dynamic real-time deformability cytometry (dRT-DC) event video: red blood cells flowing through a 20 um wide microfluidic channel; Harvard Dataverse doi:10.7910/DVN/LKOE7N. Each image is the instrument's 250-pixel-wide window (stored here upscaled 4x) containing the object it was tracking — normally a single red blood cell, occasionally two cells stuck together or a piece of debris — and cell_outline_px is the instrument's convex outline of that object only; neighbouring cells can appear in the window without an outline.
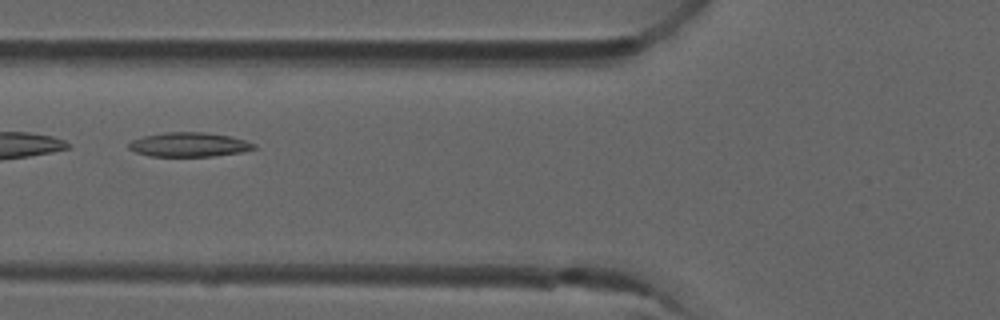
{"species": "common noctule bat (a hibernating species)", "species_latin": "Nyctalus noctula", "temperature_condition": "room temperature", "stored_images_in_passage": 6, "camera_frame_rate_fps": 3000, "um_per_image_px": 0.085, "animal": {"sex": "male", "forearm_length_mm": 52.5}, "frame": {"image": 1, "passage_image": 4, "time_ms": 1.0, "image_size_px": [1000, 320], "cell_outline_px": [[256, 148], [244, 152], [212, 156], [148, 156], [136, 152], [128, 148], [128, 144], [132, 140], [144, 136], [164, 132], [204, 132], [232, 136], [256, 144]], "centroid_in_image_um": [16.09, 12.29], "position_along_channel_um": 109.7, "area_um2": 17.8}}
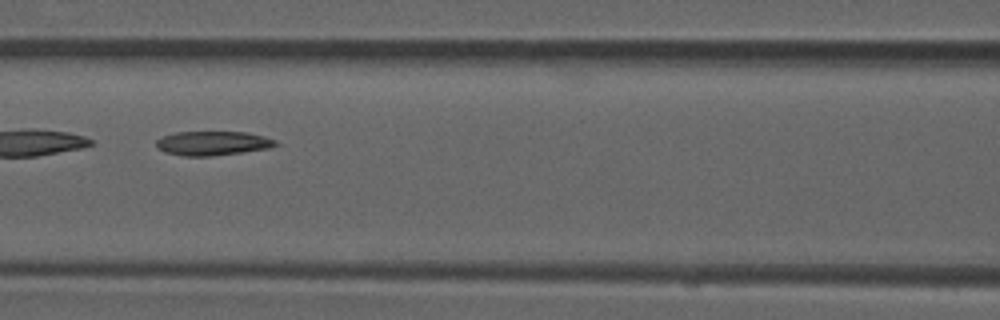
{"frame": {"image": 2, "passage_image": 5, "time_ms": 1.333, "image_size_px": [1000, 320], "cell_outline_px": [[280, 144], [268, 148], [212, 156], [184, 156], [164, 152], [156, 144], [156, 140], [164, 136], [176, 132], [248, 132], [264, 136], [276, 140]], "centroid_in_image_um": [18.1, 12.17], "position_along_channel_um": 148.5, "area_um2": 16.7}}